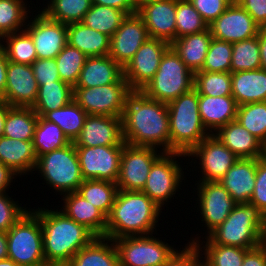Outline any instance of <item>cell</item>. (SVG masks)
<instances>
[{
	"mask_svg": "<svg viewBox=\"0 0 266 266\" xmlns=\"http://www.w3.org/2000/svg\"><path fill=\"white\" fill-rule=\"evenodd\" d=\"M74 99L73 87L64 81L43 83L38 88V95L31 107L37 116L54 111L67 105Z\"/></svg>",
	"mask_w": 266,
	"mask_h": 266,
	"instance_id": "obj_34",
	"label": "cell"
},
{
	"mask_svg": "<svg viewBox=\"0 0 266 266\" xmlns=\"http://www.w3.org/2000/svg\"><path fill=\"white\" fill-rule=\"evenodd\" d=\"M9 108L10 106L6 102H0V137L3 136L6 114Z\"/></svg>",
	"mask_w": 266,
	"mask_h": 266,
	"instance_id": "obj_61",
	"label": "cell"
},
{
	"mask_svg": "<svg viewBox=\"0 0 266 266\" xmlns=\"http://www.w3.org/2000/svg\"><path fill=\"white\" fill-rule=\"evenodd\" d=\"M92 4L113 7L123 11L126 15L137 12L133 0H92Z\"/></svg>",
	"mask_w": 266,
	"mask_h": 266,
	"instance_id": "obj_56",
	"label": "cell"
},
{
	"mask_svg": "<svg viewBox=\"0 0 266 266\" xmlns=\"http://www.w3.org/2000/svg\"><path fill=\"white\" fill-rule=\"evenodd\" d=\"M8 258L22 266H38L45 262L43 231L39 216L29 207L7 231Z\"/></svg>",
	"mask_w": 266,
	"mask_h": 266,
	"instance_id": "obj_8",
	"label": "cell"
},
{
	"mask_svg": "<svg viewBox=\"0 0 266 266\" xmlns=\"http://www.w3.org/2000/svg\"><path fill=\"white\" fill-rule=\"evenodd\" d=\"M156 236L149 234L114 239L119 265L163 266L179 247Z\"/></svg>",
	"mask_w": 266,
	"mask_h": 266,
	"instance_id": "obj_10",
	"label": "cell"
},
{
	"mask_svg": "<svg viewBox=\"0 0 266 266\" xmlns=\"http://www.w3.org/2000/svg\"><path fill=\"white\" fill-rule=\"evenodd\" d=\"M35 171L42 184L52 189L56 195L76 192L84 181L81 173L76 147L73 142L63 148L53 150L37 157ZM42 177V178H41Z\"/></svg>",
	"mask_w": 266,
	"mask_h": 266,
	"instance_id": "obj_6",
	"label": "cell"
},
{
	"mask_svg": "<svg viewBox=\"0 0 266 266\" xmlns=\"http://www.w3.org/2000/svg\"><path fill=\"white\" fill-rule=\"evenodd\" d=\"M60 211L67 217L84 225L96 237H105L107 217L77 192L61 195Z\"/></svg>",
	"mask_w": 266,
	"mask_h": 266,
	"instance_id": "obj_24",
	"label": "cell"
},
{
	"mask_svg": "<svg viewBox=\"0 0 266 266\" xmlns=\"http://www.w3.org/2000/svg\"><path fill=\"white\" fill-rule=\"evenodd\" d=\"M123 76V68L109 55L87 57L74 87H96L116 83Z\"/></svg>",
	"mask_w": 266,
	"mask_h": 266,
	"instance_id": "obj_28",
	"label": "cell"
},
{
	"mask_svg": "<svg viewBox=\"0 0 266 266\" xmlns=\"http://www.w3.org/2000/svg\"><path fill=\"white\" fill-rule=\"evenodd\" d=\"M199 235L196 234L197 237L190 236V240L186 241L195 243L199 248L202 256V266H242L245 254L250 250L237 246L218 245L208 236L203 237L201 235V237ZM204 238L205 240H203Z\"/></svg>",
	"mask_w": 266,
	"mask_h": 266,
	"instance_id": "obj_31",
	"label": "cell"
},
{
	"mask_svg": "<svg viewBox=\"0 0 266 266\" xmlns=\"http://www.w3.org/2000/svg\"><path fill=\"white\" fill-rule=\"evenodd\" d=\"M262 245L266 248V215H265L264 229L262 234Z\"/></svg>",
	"mask_w": 266,
	"mask_h": 266,
	"instance_id": "obj_65",
	"label": "cell"
},
{
	"mask_svg": "<svg viewBox=\"0 0 266 266\" xmlns=\"http://www.w3.org/2000/svg\"><path fill=\"white\" fill-rule=\"evenodd\" d=\"M265 214L251 204H237L208 237L218 245L253 249L262 244Z\"/></svg>",
	"mask_w": 266,
	"mask_h": 266,
	"instance_id": "obj_5",
	"label": "cell"
},
{
	"mask_svg": "<svg viewBox=\"0 0 266 266\" xmlns=\"http://www.w3.org/2000/svg\"><path fill=\"white\" fill-rule=\"evenodd\" d=\"M148 29L150 38L171 44L176 39V0L145 3L136 12Z\"/></svg>",
	"mask_w": 266,
	"mask_h": 266,
	"instance_id": "obj_22",
	"label": "cell"
},
{
	"mask_svg": "<svg viewBox=\"0 0 266 266\" xmlns=\"http://www.w3.org/2000/svg\"><path fill=\"white\" fill-rule=\"evenodd\" d=\"M111 38L82 22L67 25V43L87 57L109 55Z\"/></svg>",
	"mask_w": 266,
	"mask_h": 266,
	"instance_id": "obj_32",
	"label": "cell"
},
{
	"mask_svg": "<svg viewBox=\"0 0 266 266\" xmlns=\"http://www.w3.org/2000/svg\"><path fill=\"white\" fill-rule=\"evenodd\" d=\"M242 266H266V248L261 244L250 249L245 254Z\"/></svg>",
	"mask_w": 266,
	"mask_h": 266,
	"instance_id": "obj_55",
	"label": "cell"
},
{
	"mask_svg": "<svg viewBox=\"0 0 266 266\" xmlns=\"http://www.w3.org/2000/svg\"><path fill=\"white\" fill-rule=\"evenodd\" d=\"M249 204L256 206L266 215V159H256L255 187Z\"/></svg>",
	"mask_w": 266,
	"mask_h": 266,
	"instance_id": "obj_50",
	"label": "cell"
},
{
	"mask_svg": "<svg viewBox=\"0 0 266 266\" xmlns=\"http://www.w3.org/2000/svg\"><path fill=\"white\" fill-rule=\"evenodd\" d=\"M126 16L123 11L116 8L92 4L89 11L85 14L82 23L111 38Z\"/></svg>",
	"mask_w": 266,
	"mask_h": 266,
	"instance_id": "obj_42",
	"label": "cell"
},
{
	"mask_svg": "<svg viewBox=\"0 0 266 266\" xmlns=\"http://www.w3.org/2000/svg\"><path fill=\"white\" fill-rule=\"evenodd\" d=\"M213 135L239 159H260L264 156L265 145L237 120L219 128Z\"/></svg>",
	"mask_w": 266,
	"mask_h": 266,
	"instance_id": "obj_23",
	"label": "cell"
},
{
	"mask_svg": "<svg viewBox=\"0 0 266 266\" xmlns=\"http://www.w3.org/2000/svg\"><path fill=\"white\" fill-rule=\"evenodd\" d=\"M27 0H0V41L7 34L25 29L29 16L33 12ZM31 11V12H30Z\"/></svg>",
	"mask_w": 266,
	"mask_h": 266,
	"instance_id": "obj_39",
	"label": "cell"
},
{
	"mask_svg": "<svg viewBox=\"0 0 266 266\" xmlns=\"http://www.w3.org/2000/svg\"><path fill=\"white\" fill-rule=\"evenodd\" d=\"M38 88L31 65L8 61L6 87L1 101L10 107H32L37 99Z\"/></svg>",
	"mask_w": 266,
	"mask_h": 266,
	"instance_id": "obj_20",
	"label": "cell"
},
{
	"mask_svg": "<svg viewBox=\"0 0 266 266\" xmlns=\"http://www.w3.org/2000/svg\"><path fill=\"white\" fill-rule=\"evenodd\" d=\"M135 8L138 9L143 6L145 3L152 2V1H160V0H133Z\"/></svg>",
	"mask_w": 266,
	"mask_h": 266,
	"instance_id": "obj_64",
	"label": "cell"
},
{
	"mask_svg": "<svg viewBox=\"0 0 266 266\" xmlns=\"http://www.w3.org/2000/svg\"><path fill=\"white\" fill-rule=\"evenodd\" d=\"M194 73L170 47L154 77L141 90L147 97L168 104L193 88Z\"/></svg>",
	"mask_w": 266,
	"mask_h": 266,
	"instance_id": "obj_7",
	"label": "cell"
},
{
	"mask_svg": "<svg viewBox=\"0 0 266 266\" xmlns=\"http://www.w3.org/2000/svg\"><path fill=\"white\" fill-rule=\"evenodd\" d=\"M37 207H33L32 210L39 216L41 222L45 261L68 264L81 248L96 237L84 225L60 211L59 205L54 206V209L51 208L52 204L50 207L49 205Z\"/></svg>",
	"mask_w": 266,
	"mask_h": 266,
	"instance_id": "obj_3",
	"label": "cell"
},
{
	"mask_svg": "<svg viewBox=\"0 0 266 266\" xmlns=\"http://www.w3.org/2000/svg\"><path fill=\"white\" fill-rule=\"evenodd\" d=\"M170 131V152L188 154L210 133L202 124L199 93L192 88L167 104Z\"/></svg>",
	"mask_w": 266,
	"mask_h": 266,
	"instance_id": "obj_4",
	"label": "cell"
},
{
	"mask_svg": "<svg viewBox=\"0 0 266 266\" xmlns=\"http://www.w3.org/2000/svg\"><path fill=\"white\" fill-rule=\"evenodd\" d=\"M8 258L7 232L0 231V260Z\"/></svg>",
	"mask_w": 266,
	"mask_h": 266,
	"instance_id": "obj_60",
	"label": "cell"
},
{
	"mask_svg": "<svg viewBox=\"0 0 266 266\" xmlns=\"http://www.w3.org/2000/svg\"><path fill=\"white\" fill-rule=\"evenodd\" d=\"M238 104L232 96L211 97L199 95V113L202 124L210 134L236 120Z\"/></svg>",
	"mask_w": 266,
	"mask_h": 266,
	"instance_id": "obj_26",
	"label": "cell"
},
{
	"mask_svg": "<svg viewBox=\"0 0 266 266\" xmlns=\"http://www.w3.org/2000/svg\"><path fill=\"white\" fill-rule=\"evenodd\" d=\"M245 9L254 21L261 27L266 28V0H235Z\"/></svg>",
	"mask_w": 266,
	"mask_h": 266,
	"instance_id": "obj_54",
	"label": "cell"
},
{
	"mask_svg": "<svg viewBox=\"0 0 266 266\" xmlns=\"http://www.w3.org/2000/svg\"><path fill=\"white\" fill-rule=\"evenodd\" d=\"M208 28L214 39L232 44L258 36L261 29L236 1H233L216 20L208 25Z\"/></svg>",
	"mask_w": 266,
	"mask_h": 266,
	"instance_id": "obj_18",
	"label": "cell"
},
{
	"mask_svg": "<svg viewBox=\"0 0 266 266\" xmlns=\"http://www.w3.org/2000/svg\"><path fill=\"white\" fill-rule=\"evenodd\" d=\"M164 152L154 147L124 144L120 159L118 190L142 191L151 166Z\"/></svg>",
	"mask_w": 266,
	"mask_h": 266,
	"instance_id": "obj_14",
	"label": "cell"
},
{
	"mask_svg": "<svg viewBox=\"0 0 266 266\" xmlns=\"http://www.w3.org/2000/svg\"><path fill=\"white\" fill-rule=\"evenodd\" d=\"M260 48L261 69L266 70V28H261L258 33Z\"/></svg>",
	"mask_w": 266,
	"mask_h": 266,
	"instance_id": "obj_59",
	"label": "cell"
},
{
	"mask_svg": "<svg viewBox=\"0 0 266 266\" xmlns=\"http://www.w3.org/2000/svg\"><path fill=\"white\" fill-rule=\"evenodd\" d=\"M10 193H0V231L7 232L29 210L22 206ZM28 208V209H27Z\"/></svg>",
	"mask_w": 266,
	"mask_h": 266,
	"instance_id": "obj_49",
	"label": "cell"
},
{
	"mask_svg": "<svg viewBox=\"0 0 266 266\" xmlns=\"http://www.w3.org/2000/svg\"><path fill=\"white\" fill-rule=\"evenodd\" d=\"M204 21L210 25L233 2V0H189Z\"/></svg>",
	"mask_w": 266,
	"mask_h": 266,
	"instance_id": "obj_52",
	"label": "cell"
},
{
	"mask_svg": "<svg viewBox=\"0 0 266 266\" xmlns=\"http://www.w3.org/2000/svg\"><path fill=\"white\" fill-rule=\"evenodd\" d=\"M256 159H238L219 181L237 204H248L255 187Z\"/></svg>",
	"mask_w": 266,
	"mask_h": 266,
	"instance_id": "obj_25",
	"label": "cell"
},
{
	"mask_svg": "<svg viewBox=\"0 0 266 266\" xmlns=\"http://www.w3.org/2000/svg\"><path fill=\"white\" fill-rule=\"evenodd\" d=\"M170 44L161 39L149 38L123 68V77L133 91H141L154 77Z\"/></svg>",
	"mask_w": 266,
	"mask_h": 266,
	"instance_id": "obj_16",
	"label": "cell"
},
{
	"mask_svg": "<svg viewBox=\"0 0 266 266\" xmlns=\"http://www.w3.org/2000/svg\"><path fill=\"white\" fill-rule=\"evenodd\" d=\"M8 59L6 57L3 46L0 43V99L4 97L6 87V74H7Z\"/></svg>",
	"mask_w": 266,
	"mask_h": 266,
	"instance_id": "obj_58",
	"label": "cell"
},
{
	"mask_svg": "<svg viewBox=\"0 0 266 266\" xmlns=\"http://www.w3.org/2000/svg\"><path fill=\"white\" fill-rule=\"evenodd\" d=\"M163 266H202V256L195 243L178 248Z\"/></svg>",
	"mask_w": 266,
	"mask_h": 266,
	"instance_id": "obj_51",
	"label": "cell"
},
{
	"mask_svg": "<svg viewBox=\"0 0 266 266\" xmlns=\"http://www.w3.org/2000/svg\"><path fill=\"white\" fill-rule=\"evenodd\" d=\"M187 160L186 154L179 152H164L151 166L147 182L142 192L145 193L152 201L164 210L171 199L176 198V193L185 187L184 174L187 168L183 165V161ZM184 157V159H183ZM178 158V159H177ZM178 160L181 161L178 162ZM184 180V181H183ZM184 182V185H182ZM165 205V206H164Z\"/></svg>",
	"mask_w": 266,
	"mask_h": 266,
	"instance_id": "obj_9",
	"label": "cell"
},
{
	"mask_svg": "<svg viewBox=\"0 0 266 266\" xmlns=\"http://www.w3.org/2000/svg\"><path fill=\"white\" fill-rule=\"evenodd\" d=\"M38 8L29 16L24 30L33 40L38 59H55L67 45V25L50 19Z\"/></svg>",
	"mask_w": 266,
	"mask_h": 266,
	"instance_id": "obj_15",
	"label": "cell"
},
{
	"mask_svg": "<svg viewBox=\"0 0 266 266\" xmlns=\"http://www.w3.org/2000/svg\"><path fill=\"white\" fill-rule=\"evenodd\" d=\"M193 88L199 95L211 97L232 96L231 72H207L194 73Z\"/></svg>",
	"mask_w": 266,
	"mask_h": 266,
	"instance_id": "obj_44",
	"label": "cell"
},
{
	"mask_svg": "<svg viewBox=\"0 0 266 266\" xmlns=\"http://www.w3.org/2000/svg\"><path fill=\"white\" fill-rule=\"evenodd\" d=\"M70 143L71 141L58 125L38 116L33 138V148L36 157L63 148Z\"/></svg>",
	"mask_w": 266,
	"mask_h": 266,
	"instance_id": "obj_40",
	"label": "cell"
},
{
	"mask_svg": "<svg viewBox=\"0 0 266 266\" xmlns=\"http://www.w3.org/2000/svg\"><path fill=\"white\" fill-rule=\"evenodd\" d=\"M212 35L209 28L205 31L175 39L170 47L193 72L202 69L209 49Z\"/></svg>",
	"mask_w": 266,
	"mask_h": 266,
	"instance_id": "obj_30",
	"label": "cell"
},
{
	"mask_svg": "<svg viewBox=\"0 0 266 266\" xmlns=\"http://www.w3.org/2000/svg\"><path fill=\"white\" fill-rule=\"evenodd\" d=\"M232 43L212 38L200 71L230 72Z\"/></svg>",
	"mask_w": 266,
	"mask_h": 266,
	"instance_id": "obj_48",
	"label": "cell"
},
{
	"mask_svg": "<svg viewBox=\"0 0 266 266\" xmlns=\"http://www.w3.org/2000/svg\"><path fill=\"white\" fill-rule=\"evenodd\" d=\"M124 145L76 147L84 180H105L116 183Z\"/></svg>",
	"mask_w": 266,
	"mask_h": 266,
	"instance_id": "obj_17",
	"label": "cell"
},
{
	"mask_svg": "<svg viewBox=\"0 0 266 266\" xmlns=\"http://www.w3.org/2000/svg\"><path fill=\"white\" fill-rule=\"evenodd\" d=\"M38 116L31 107H10L7 110L3 136L33 142Z\"/></svg>",
	"mask_w": 266,
	"mask_h": 266,
	"instance_id": "obj_35",
	"label": "cell"
},
{
	"mask_svg": "<svg viewBox=\"0 0 266 266\" xmlns=\"http://www.w3.org/2000/svg\"><path fill=\"white\" fill-rule=\"evenodd\" d=\"M76 192L108 217L118 192V186L116 183L105 180H84Z\"/></svg>",
	"mask_w": 266,
	"mask_h": 266,
	"instance_id": "obj_37",
	"label": "cell"
},
{
	"mask_svg": "<svg viewBox=\"0 0 266 266\" xmlns=\"http://www.w3.org/2000/svg\"><path fill=\"white\" fill-rule=\"evenodd\" d=\"M86 59L87 56L84 53L67 43L55 58L61 81L74 87Z\"/></svg>",
	"mask_w": 266,
	"mask_h": 266,
	"instance_id": "obj_46",
	"label": "cell"
},
{
	"mask_svg": "<svg viewBox=\"0 0 266 266\" xmlns=\"http://www.w3.org/2000/svg\"><path fill=\"white\" fill-rule=\"evenodd\" d=\"M160 208L142 191L118 190L111 212L107 217L105 237L149 235L157 232ZM155 231V232H154Z\"/></svg>",
	"mask_w": 266,
	"mask_h": 266,
	"instance_id": "obj_2",
	"label": "cell"
},
{
	"mask_svg": "<svg viewBox=\"0 0 266 266\" xmlns=\"http://www.w3.org/2000/svg\"><path fill=\"white\" fill-rule=\"evenodd\" d=\"M46 1V2H44ZM40 9L50 19L63 24L82 22L92 0H44ZM46 3V4H45ZM45 4V5H44Z\"/></svg>",
	"mask_w": 266,
	"mask_h": 266,
	"instance_id": "obj_38",
	"label": "cell"
},
{
	"mask_svg": "<svg viewBox=\"0 0 266 266\" xmlns=\"http://www.w3.org/2000/svg\"><path fill=\"white\" fill-rule=\"evenodd\" d=\"M0 266H22V265L17 264L16 262H14L9 258H5L0 260Z\"/></svg>",
	"mask_w": 266,
	"mask_h": 266,
	"instance_id": "obj_62",
	"label": "cell"
},
{
	"mask_svg": "<svg viewBox=\"0 0 266 266\" xmlns=\"http://www.w3.org/2000/svg\"><path fill=\"white\" fill-rule=\"evenodd\" d=\"M259 68L261 58L258 36L232 44L231 73Z\"/></svg>",
	"mask_w": 266,
	"mask_h": 266,
	"instance_id": "obj_45",
	"label": "cell"
},
{
	"mask_svg": "<svg viewBox=\"0 0 266 266\" xmlns=\"http://www.w3.org/2000/svg\"><path fill=\"white\" fill-rule=\"evenodd\" d=\"M31 66L38 86L61 81L55 59H36Z\"/></svg>",
	"mask_w": 266,
	"mask_h": 266,
	"instance_id": "obj_53",
	"label": "cell"
},
{
	"mask_svg": "<svg viewBox=\"0 0 266 266\" xmlns=\"http://www.w3.org/2000/svg\"><path fill=\"white\" fill-rule=\"evenodd\" d=\"M232 97L236 103L266 101V70L261 68L231 73Z\"/></svg>",
	"mask_w": 266,
	"mask_h": 266,
	"instance_id": "obj_29",
	"label": "cell"
},
{
	"mask_svg": "<svg viewBox=\"0 0 266 266\" xmlns=\"http://www.w3.org/2000/svg\"><path fill=\"white\" fill-rule=\"evenodd\" d=\"M38 266H69L67 263H60V262H43Z\"/></svg>",
	"mask_w": 266,
	"mask_h": 266,
	"instance_id": "obj_63",
	"label": "cell"
},
{
	"mask_svg": "<svg viewBox=\"0 0 266 266\" xmlns=\"http://www.w3.org/2000/svg\"><path fill=\"white\" fill-rule=\"evenodd\" d=\"M122 136L131 146L154 147L170 152L167 104L132 91L121 116Z\"/></svg>",
	"mask_w": 266,
	"mask_h": 266,
	"instance_id": "obj_1",
	"label": "cell"
},
{
	"mask_svg": "<svg viewBox=\"0 0 266 266\" xmlns=\"http://www.w3.org/2000/svg\"><path fill=\"white\" fill-rule=\"evenodd\" d=\"M0 162L8 166L19 178L33 175L37 157L33 142L0 137Z\"/></svg>",
	"mask_w": 266,
	"mask_h": 266,
	"instance_id": "obj_27",
	"label": "cell"
},
{
	"mask_svg": "<svg viewBox=\"0 0 266 266\" xmlns=\"http://www.w3.org/2000/svg\"><path fill=\"white\" fill-rule=\"evenodd\" d=\"M186 156L188 157L187 165L194 168H190V172L192 171L194 174L195 169L196 173L198 169L200 170H198L200 180L197 178L195 182H219L239 159L213 134L207 136ZM190 159L191 162H189ZM196 164L198 165L196 166Z\"/></svg>",
	"mask_w": 266,
	"mask_h": 266,
	"instance_id": "obj_12",
	"label": "cell"
},
{
	"mask_svg": "<svg viewBox=\"0 0 266 266\" xmlns=\"http://www.w3.org/2000/svg\"><path fill=\"white\" fill-rule=\"evenodd\" d=\"M74 100L88 115L121 118L126 101L133 91L122 76L116 83L84 88L73 87Z\"/></svg>",
	"mask_w": 266,
	"mask_h": 266,
	"instance_id": "obj_11",
	"label": "cell"
},
{
	"mask_svg": "<svg viewBox=\"0 0 266 266\" xmlns=\"http://www.w3.org/2000/svg\"><path fill=\"white\" fill-rule=\"evenodd\" d=\"M207 29L208 24L189 0H176V39Z\"/></svg>",
	"mask_w": 266,
	"mask_h": 266,
	"instance_id": "obj_47",
	"label": "cell"
},
{
	"mask_svg": "<svg viewBox=\"0 0 266 266\" xmlns=\"http://www.w3.org/2000/svg\"><path fill=\"white\" fill-rule=\"evenodd\" d=\"M18 176L8 167L0 162V193L9 192L11 186L16 182Z\"/></svg>",
	"mask_w": 266,
	"mask_h": 266,
	"instance_id": "obj_57",
	"label": "cell"
},
{
	"mask_svg": "<svg viewBox=\"0 0 266 266\" xmlns=\"http://www.w3.org/2000/svg\"><path fill=\"white\" fill-rule=\"evenodd\" d=\"M69 266H120L118 253L112 239L95 237L81 248L68 263Z\"/></svg>",
	"mask_w": 266,
	"mask_h": 266,
	"instance_id": "obj_33",
	"label": "cell"
},
{
	"mask_svg": "<svg viewBox=\"0 0 266 266\" xmlns=\"http://www.w3.org/2000/svg\"><path fill=\"white\" fill-rule=\"evenodd\" d=\"M73 143L75 147L124 145L121 118L87 115L84 126Z\"/></svg>",
	"mask_w": 266,
	"mask_h": 266,
	"instance_id": "obj_21",
	"label": "cell"
},
{
	"mask_svg": "<svg viewBox=\"0 0 266 266\" xmlns=\"http://www.w3.org/2000/svg\"><path fill=\"white\" fill-rule=\"evenodd\" d=\"M0 43L8 61L31 65L38 59L33 40L25 30L5 35Z\"/></svg>",
	"mask_w": 266,
	"mask_h": 266,
	"instance_id": "obj_41",
	"label": "cell"
},
{
	"mask_svg": "<svg viewBox=\"0 0 266 266\" xmlns=\"http://www.w3.org/2000/svg\"><path fill=\"white\" fill-rule=\"evenodd\" d=\"M194 186L196 188H192L191 193L194 191L196 193L194 192L191 199L197 195L194 199L197 202L194 207H197L198 210H196V214L200 212L198 215L201 220L200 225L204 226L203 228L206 230L204 237H207L226 220L237 203L220 182H196Z\"/></svg>",
	"mask_w": 266,
	"mask_h": 266,
	"instance_id": "obj_13",
	"label": "cell"
},
{
	"mask_svg": "<svg viewBox=\"0 0 266 266\" xmlns=\"http://www.w3.org/2000/svg\"><path fill=\"white\" fill-rule=\"evenodd\" d=\"M236 120L266 145V101L239 105Z\"/></svg>",
	"mask_w": 266,
	"mask_h": 266,
	"instance_id": "obj_43",
	"label": "cell"
},
{
	"mask_svg": "<svg viewBox=\"0 0 266 266\" xmlns=\"http://www.w3.org/2000/svg\"><path fill=\"white\" fill-rule=\"evenodd\" d=\"M87 115L73 99L64 107L45 113L42 118L58 125L66 137L74 142L84 126Z\"/></svg>",
	"mask_w": 266,
	"mask_h": 266,
	"instance_id": "obj_36",
	"label": "cell"
},
{
	"mask_svg": "<svg viewBox=\"0 0 266 266\" xmlns=\"http://www.w3.org/2000/svg\"><path fill=\"white\" fill-rule=\"evenodd\" d=\"M149 38L142 18L137 13L127 15L111 36L109 56L124 68Z\"/></svg>",
	"mask_w": 266,
	"mask_h": 266,
	"instance_id": "obj_19",
	"label": "cell"
}]
</instances>
